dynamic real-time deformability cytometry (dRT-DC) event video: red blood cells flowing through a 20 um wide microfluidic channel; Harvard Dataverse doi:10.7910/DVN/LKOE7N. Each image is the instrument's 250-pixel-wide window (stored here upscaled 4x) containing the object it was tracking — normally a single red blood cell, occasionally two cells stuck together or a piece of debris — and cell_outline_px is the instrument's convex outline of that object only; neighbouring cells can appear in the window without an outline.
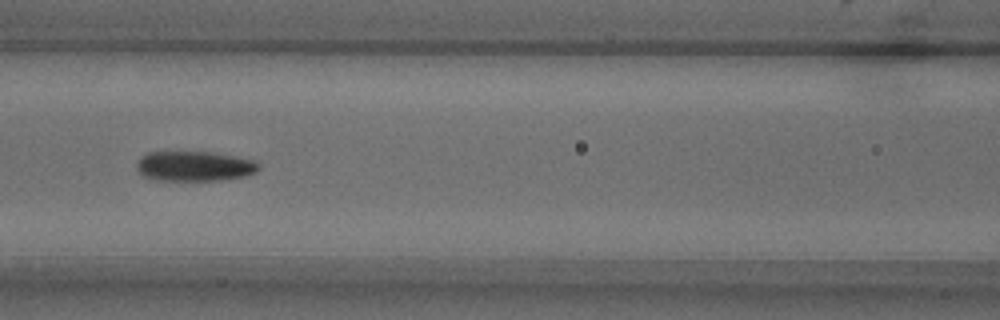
{"species": "common noctule bat (a hibernating species)", "species_latin": "Nyctalus noctula", "temperature_condition": "warm", "stored_images_in_passage": 7, "camera_frame_rate_fps": 3000, "um_per_image_px": 0.085, "animal": {"sex": "male", "body_mass_g": 18.8}, "frame": {"image": 1, "passage_image": 5, "time_ms": 5.667, "image_size_px": [1000, 320], "cell_outline_px": [[260, 168], [256, 172], [244, 176], [220, 180], [152, 180], [140, 176], [136, 168], [136, 164], [140, 156], [148, 152], [212, 152], [256, 160], [260, 164]], "centroid_in_image_um": [16.49, 14.12], "position_along_channel_um": 150.1, "area_um2": 21.62}}
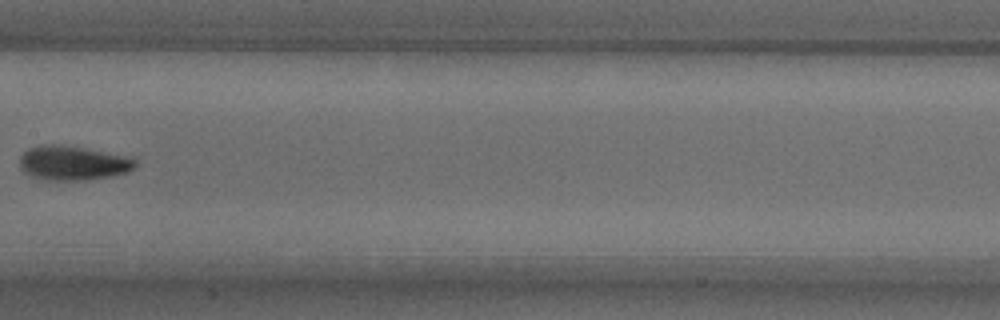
{"frame": {"image": 2, "passage_image": 6, "time_ms": 7.0, "image_size_px": [1000, 320], "cell_outline_px": [[136, 168], [128, 172], [112, 176], [88, 180], [44, 180], [32, 176], [24, 172], [20, 168], [20, 156], [28, 148], [40, 144], [64, 144], [132, 156], [136, 160]], "centroid_in_image_um": [6.23, 13.84], "position_along_channel_um": 201.2, "area_um2": 23.76}}
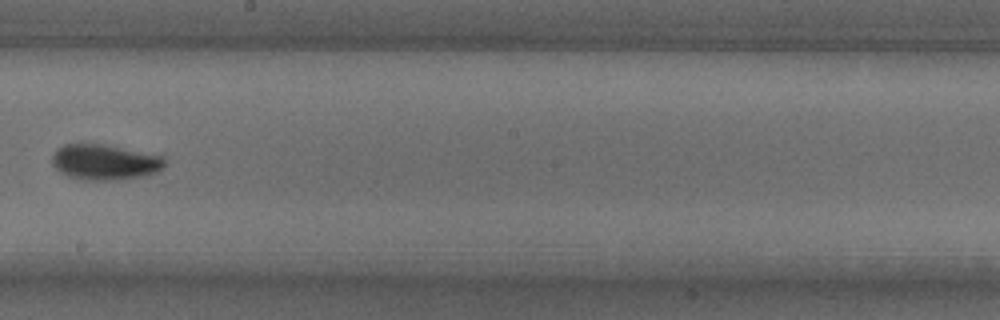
{"frame": {"image": 3, "passage_image": 7, "time_ms": 8.0, "image_size_px": [1000, 320], "cell_outline_px": [[164, 164], [156, 172], [144, 176], [112, 180], [84, 180], [68, 176], [60, 172], [52, 164], [52, 156], [64, 144], [104, 144], [164, 156]], "centroid_in_image_um": [8.9, 13.78], "position_along_channel_um": 239.3, "area_um2": 23.06}}